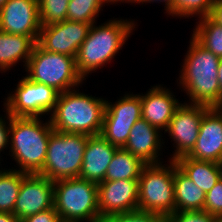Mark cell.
I'll return each instance as SVG.
<instances>
[{"mask_svg": "<svg viewBox=\"0 0 222 222\" xmlns=\"http://www.w3.org/2000/svg\"><path fill=\"white\" fill-rule=\"evenodd\" d=\"M220 180L222 181V165H220Z\"/></svg>", "mask_w": 222, "mask_h": 222, "instance_id": "40", "label": "cell"}, {"mask_svg": "<svg viewBox=\"0 0 222 222\" xmlns=\"http://www.w3.org/2000/svg\"><path fill=\"white\" fill-rule=\"evenodd\" d=\"M40 30L37 0H8L0 9V31L28 36L37 43Z\"/></svg>", "mask_w": 222, "mask_h": 222, "instance_id": "14", "label": "cell"}, {"mask_svg": "<svg viewBox=\"0 0 222 222\" xmlns=\"http://www.w3.org/2000/svg\"><path fill=\"white\" fill-rule=\"evenodd\" d=\"M187 157L220 164L222 157V110L210 107L203 115L195 146Z\"/></svg>", "mask_w": 222, "mask_h": 222, "instance_id": "16", "label": "cell"}, {"mask_svg": "<svg viewBox=\"0 0 222 222\" xmlns=\"http://www.w3.org/2000/svg\"><path fill=\"white\" fill-rule=\"evenodd\" d=\"M214 2L215 0H173L167 15L178 18L197 16L202 19L211 15Z\"/></svg>", "mask_w": 222, "mask_h": 222, "instance_id": "27", "label": "cell"}, {"mask_svg": "<svg viewBox=\"0 0 222 222\" xmlns=\"http://www.w3.org/2000/svg\"><path fill=\"white\" fill-rule=\"evenodd\" d=\"M206 194L177 166L174 161L175 211L204 210Z\"/></svg>", "mask_w": 222, "mask_h": 222, "instance_id": "21", "label": "cell"}, {"mask_svg": "<svg viewBox=\"0 0 222 222\" xmlns=\"http://www.w3.org/2000/svg\"><path fill=\"white\" fill-rule=\"evenodd\" d=\"M160 2H164L165 3V11L166 13L168 14L170 12V9L172 8V5H173V0H140L139 4L142 3L144 4L145 3H154V2H157L159 3Z\"/></svg>", "mask_w": 222, "mask_h": 222, "instance_id": "36", "label": "cell"}, {"mask_svg": "<svg viewBox=\"0 0 222 222\" xmlns=\"http://www.w3.org/2000/svg\"><path fill=\"white\" fill-rule=\"evenodd\" d=\"M24 172L13 169L0 170V212L13 214Z\"/></svg>", "mask_w": 222, "mask_h": 222, "instance_id": "25", "label": "cell"}, {"mask_svg": "<svg viewBox=\"0 0 222 222\" xmlns=\"http://www.w3.org/2000/svg\"><path fill=\"white\" fill-rule=\"evenodd\" d=\"M204 210L211 215L222 219V181L219 180L214 187L206 193Z\"/></svg>", "mask_w": 222, "mask_h": 222, "instance_id": "31", "label": "cell"}, {"mask_svg": "<svg viewBox=\"0 0 222 222\" xmlns=\"http://www.w3.org/2000/svg\"><path fill=\"white\" fill-rule=\"evenodd\" d=\"M102 222H166V217L137 209L110 215L104 218Z\"/></svg>", "mask_w": 222, "mask_h": 222, "instance_id": "29", "label": "cell"}, {"mask_svg": "<svg viewBox=\"0 0 222 222\" xmlns=\"http://www.w3.org/2000/svg\"><path fill=\"white\" fill-rule=\"evenodd\" d=\"M41 26L60 23L67 20L70 0H37Z\"/></svg>", "mask_w": 222, "mask_h": 222, "instance_id": "28", "label": "cell"}, {"mask_svg": "<svg viewBox=\"0 0 222 222\" xmlns=\"http://www.w3.org/2000/svg\"><path fill=\"white\" fill-rule=\"evenodd\" d=\"M210 107L206 105H197L181 103L175 110L172 119L164 131L168 133L173 143L172 157L169 160L176 161L178 158L187 156L195 146L198 138L199 127L204 113ZM175 145V146H174Z\"/></svg>", "mask_w": 222, "mask_h": 222, "instance_id": "11", "label": "cell"}, {"mask_svg": "<svg viewBox=\"0 0 222 222\" xmlns=\"http://www.w3.org/2000/svg\"><path fill=\"white\" fill-rule=\"evenodd\" d=\"M0 222H22V220L12 213L0 212Z\"/></svg>", "mask_w": 222, "mask_h": 222, "instance_id": "35", "label": "cell"}, {"mask_svg": "<svg viewBox=\"0 0 222 222\" xmlns=\"http://www.w3.org/2000/svg\"><path fill=\"white\" fill-rule=\"evenodd\" d=\"M142 118L140 94H125L112 103L106 100L100 135L110 144L122 148L136 121Z\"/></svg>", "mask_w": 222, "mask_h": 222, "instance_id": "10", "label": "cell"}, {"mask_svg": "<svg viewBox=\"0 0 222 222\" xmlns=\"http://www.w3.org/2000/svg\"><path fill=\"white\" fill-rule=\"evenodd\" d=\"M146 164L138 180V209L164 217L175 212L174 161Z\"/></svg>", "mask_w": 222, "mask_h": 222, "instance_id": "8", "label": "cell"}, {"mask_svg": "<svg viewBox=\"0 0 222 222\" xmlns=\"http://www.w3.org/2000/svg\"><path fill=\"white\" fill-rule=\"evenodd\" d=\"M8 2V0H0V9Z\"/></svg>", "mask_w": 222, "mask_h": 222, "instance_id": "39", "label": "cell"}, {"mask_svg": "<svg viewBox=\"0 0 222 222\" xmlns=\"http://www.w3.org/2000/svg\"><path fill=\"white\" fill-rule=\"evenodd\" d=\"M25 69L31 81L51 86L59 93L79 88L84 83L75 57L44 50L37 43Z\"/></svg>", "mask_w": 222, "mask_h": 222, "instance_id": "6", "label": "cell"}, {"mask_svg": "<svg viewBox=\"0 0 222 222\" xmlns=\"http://www.w3.org/2000/svg\"><path fill=\"white\" fill-rule=\"evenodd\" d=\"M95 24L80 45L75 58L77 71L84 81L88 74L111 62L136 28L134 20L118 18L98 26Z\"/></svg>", "mask_w": 222, "mask_h": 222, "instance_id": "3", "label": "cell"}, {"mask_svg": "<svg viewBox=\"0 0 222 222\" xmlns=\"http://www.w3.org/2000/svg\"><path fill=\"white\" fill-rule=\"evenodd\" d=\"M93 23L64 20L41 26L37 44L44 50L75 57Z\"/></svg>", "mask_w": 222, "mask_h": 222, "instance_id": "12", "label": "cell"}, {"mask_svg": "<svg viewBox=\"0 0 222 222\" xmlns=\"http://www.w3.org/2000/svg\"><path fill=\"white\" fill-rule=\"evenodd\" d=\"M173 94L158 84L140 95L142 118L160 131L167 129L175 110L181 105Z\"/></svg>", "mask_w": 222, "mask_h": 222, "instance_id": "17", "label": "cell"}, {"mask_svg": "<svg viewBox=\"0 0 222 222\" xmlns=\"http://www.w3.org/2000/svg\"><path fill=\"white\" fill-rule=\"evenodd\" d=\"M162 135L159 129L141 118L132 126L126 144L122 148L146 164L161 163L159 151H162L165 143Z\"/></svg>", "mask_w": 222, "mask_h": 222, "instance_id": "18", "label": "cell"}, {"mask_svg": "<svg viewBox=\"0 0 222 222\" xmlns=\"http://www.w3.org/2000/svg\"><path fill=\"white\" fill-rule=\"evenodd\" d=\"M88 95L76 88L59 93L55 109L48 117L54 131L100 135L106 100Z\"/></svg>", "mask_w": 222, "mask_h": 222, "instance_id": "2", "label": "cell"}, {"mask_svg": "<svg viewBox=\"0 0 222 222\" xmlns=\"http://www.w3.org/2000/svg\"><path fill=\"white\" fill-rule=\"evenodd\" d=\"M210 17L222 26V0H215Z\"/></svg>", "mask_w": 222, "mask_h": 222, "instance_id": "34", "label": "cell"}, {"mask_svg": "<svg viewBox=\"0 0 222 222\" xmlns=\"http://www.w3.org/2000/svg\"><path fill=\"white\" fill-rule=\"evenodd\" d=\"M54 208L61 222H102L98 184L80 177L54 181Z\"/></svg>", "mask_w": 222, "mask_h": 222, "instance_id": "5", "label": "cell"}, {"mask_svg": "<svg viewBox=\"0 0 222 222\" xmlns=\"http://www.w3.org/2000/svg\"><path fill=\"white\" fill-rule=\"evenodd\" d=\"M107 0H70L67 9V20L96 23V18Z\"/></svg>", "mask_w": 222, "mask_h": 222, "instance_id": "26", "label": "cell"}, {"mask_svg": "<svg viewBox=\"0 0 222 222\" xmlns=\"http://www.w3.org/2000/svg\"><path fill=\"white\" fill-rule=\"evenodd\" d=\"M198 20L192 36L203 47L222 59V26L210 16Z\"/></svg>", "mask_w": 222, "mask_h": 222, "instance_id": "24", "label": "cell"}, {"mask_svg": "<svg viewBox=\"0 0 222 222\" xmlns=\"http://www.w3.org/2000/svg\"><path fill=\"white\" fill-rule=\"evenodd\" d=\"M215 222H222V219H217Z\"/></svg>", "mask_w": 222, "mask_h": 222, "instance_id": "41", "label": "cell"}, {"mask_svg": "<svg viewBox=\"0 0 222 222\" xmlns=\"http://www.w3.org/2000/svg\"><path fill=\"white\" fill-rule=\"evenodd\" d=\"M218 81H219V87L221 91V105H222V59L219 62L218 67Z\"/></svg>", "mask_w": 222, "mask_h": 222, "instance_id": "37", "label": "cell"}, {"mask_svg": "<svg viewBox=\"0 0 222 222\" xmlns=\"http://www.w3.org/2000/svg\"><path fill=\"white\" fill-rule=\"evenodd\" d=\"M177 166L206 194L220 180V164L196 160L187 156L178 158Z\"/></svg>", "mask_w": 222, "mask_h": 222, "instance_id": "22", "label": "cell"}, {"mask_svg": "<svg viewBox=\"0 0 222 222\" xmlns=\"http://www.w3.org/2000/svg\"><path fill=\"white\" fill-rule=\"evenodd\" d=\"M2 117L3 116L0 117V154L1 151L4 152V149H8L10 138V115L6 112V116H4L5 119ZM6 118L8 121H6Z\"/></svg>", "mask_w": 222, "mask_h": 222, "instance_id": "33", "label": "cell"}, {"mask_svg": "<svg viewBox=\"0 0 222 222\" xmlns=\"http://www.w3.org/2000/svg\"><path fill=\"white\" fill-rule=\"evenodd\" d=\"M13 93V94H12ZM59 92L51 86L33 82L26 76L16 84L15 91L5 98L4 108L12 117L48 116L56 106Z\"/></svg>", "mask_w": 222, "mask_h": 222, "instance_id": "9", "label": "cell"}, {"mask_svg": "<svg viewBox=\"0 0 222 222\" xmlns=\"http://www.w3.org/2000/svg\"><path fill=\"white\" fill-rule=\"evenodd\" d=\"M118 2H119V3H121V2L124 3V2H125V3H133V4H134V3H137V4H139L140 0H107V3H108V4H109V3H110V4H114V3L116 4V3H118Z\"/></svg>", "mask_w": 222, "mask_h": 222, "instance_id": "38", "label": "cell"}, {"mask_svg": "<svg viewBox=\"0 0 222 222\" xmlns=\"http://www.w3.org/2000/svg\"><path fill=\"white\" fill-rule=\"evenodd\" d=\"M35 42L28 36L0 31V71L10 70L16 63H28ZM3 71V72H2Z\"/></svg>", "mask_w": 222, "mask_h": 222, "instance_id": "20", "label": "cell"}, {"mask_svg": "<svg viewBox=\"0 0 222 222\" xmlns=\"http://www.w3.org/2000/svg\"><path fill=\"white\" fill-rule=\"evenodd\" d=\"M179 74V86L189 97V104L221 106L218 81L220 58L203 47L193 36Z\"/></svg>", "mask_w": 222, "mask_h": 222, "instance_id": "1", "label": "cell"}, {"mask_svg": "<svg viewBox=\"0 0 222 222\" xmlns=\"http://www.w3.org/2000/svg\"><path fill=\"white\" fill-rule=\"evenodd\" d=\"M10 116L9 155L20 172L38 174L44 164L49 137L53 131L50 119ZM11 152V153H10Z\"/></svg>", "mask_w": 222, "mask_h": 222, "instance_id": "4", "label": "cell"}, {"mask_svg": "<svg viewBox=\"0 0 222 222\" xmlns=\"http://www.w3.org/2000/svg\"><path fill=\"white\" fill-rule=\"evenodd\" d=\"M119 147L110 144L101 135L90 136L83 155L79 177L99 184Z\"/></svg>", "mask_w": 222, "mask_h": 222, "instance_id": "19", "label": "cell"}, {"mask_svg": "<svg viewBox=\"0 0 222 222\" xmlns=\"http://www.w3.org/2000/svg\"><path fill=\"white\" fill-rule=\"evenodd\" d=\"M138 180L102 181L98 184L100 218L138 209Z\"/></svg>", "mask_w": 222, "mask_h": 222, "instance_id": "15", "label": "cell"}, {"mask_svg": "<svg viewBox=\"0 0 222 222\" xmlns=\"http://www.w3.org/2000/svg\"><path fill=\"white\" fill-rule=\"evenodd\" d=\"M89 137L53 130L49 137L45 164L38 174L53 182L79 177Z\"/></svg>", "mask_w": 222, "mask_h": 222, "instance_id": "7", "label": "cell"}, {"mask_svg": "<svg viewBox=\"0 0 222 222\" xmlns=\"http://www.w3.org/2000/svg\"><path fill=\"white\" fill-rule=\"evenodd\" d=\"M22 222H61V220L53 207L49 210L28 216L24 218Z\"/></svg>", "mask_w": 222, "mask_h": 222, "instance_id": "32", "label": "cell"}, {"mask_svg": "<svg viewBox=\"0 0 222 222\" xmlns=\"http://www.w3.org/2000/svg\"><path fill=\"white\" fill-rule=\"evenodd\" d=\"M145 165L146 163L129 151L118 148L106 170L104 181L139 180Z\"/></svg>", "mask_w": 222, "mask_h": 222, "instance_id": "23", "label": "cell"}, {"mask_svg": "<svg viewBox=\"0 0 222 222\" xmlns=\"http://www.w3.org/2000/svg\"><path fill=\"white\" fill-rule=\"evenodd\" d=\"M54 207V182L39 174L22 178L13 214L24 218Z\"/></svg>", "mask_w": 222, "mask_h": 222, "instance_id": "13", "label": "cell"}, {"mask_svg": "<svg viewBox=\"0 0 222 222\" xmlns=\"http://www.w3.org/2000/svg\"><path fill=\"white\" fill-rule=\"evenodd\" d=\"M217 219L205 210L175 211L166 217V222H215Z\"/></svg>", "mask_w": 222, "mask_h": 222, "instance_id": "30", "label": "cell"}]
</instances>
